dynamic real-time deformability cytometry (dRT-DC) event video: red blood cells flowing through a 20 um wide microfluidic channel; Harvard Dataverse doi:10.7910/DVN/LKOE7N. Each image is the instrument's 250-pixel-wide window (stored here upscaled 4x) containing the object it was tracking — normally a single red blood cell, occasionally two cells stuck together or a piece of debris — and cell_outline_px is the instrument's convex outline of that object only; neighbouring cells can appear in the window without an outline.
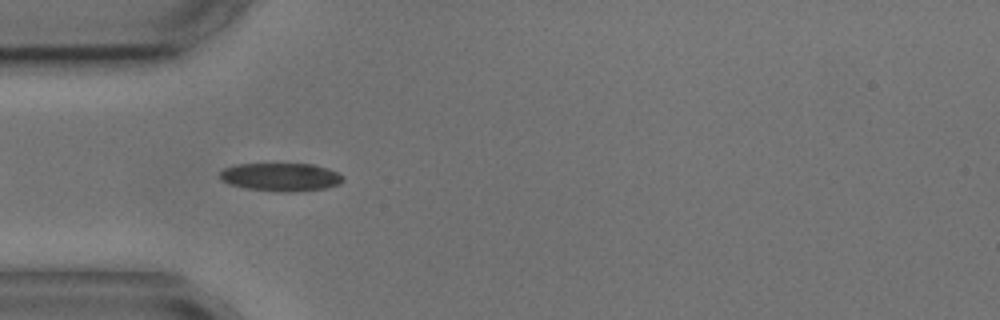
{"species": "common noctule bat (a hibernating species)", "species_latin": "Nyctalus noctula", "temperature_condition": "cold", "stored_images_in_passage": 10, "camera_frame_rate_fps": 3000, "um_per_image_px": 0.085, "animal": {"sex": "male", "body_mass_g": 17.9, "forearm_length_mm": 54.2}, "frame": {"image": 1, "passage_image": 4, "time_ms": 3.333, "image_size_px": [1000, 320], "cell_outline_px": [[344, 180], [340, 184], [328, 188], [296, 192], [276, 192], [248, 188], [232, 184], [220, 180], [220, 172], [224, 168], [236, 164], [312, 164], [328, 168], [344, 176]], "centroid_in_image_um": [23.91, 15.05], "position_along_channel_um": 61.1, "area_um2": 20.35}}
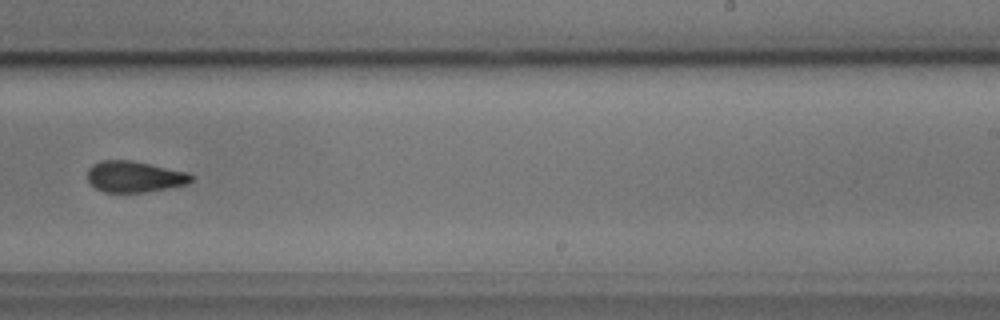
{"frame": {"image": 2, "passage_image": 9, "time_ms": 9.333, "image_size_px": [1000, 320], "cell_outline_px": [[192, 180], [188, 184], [144, 192], [104, 192], [88, 184], [88, 168], [92, 164], [100, 160], [132, 160], [188, 172], [192, 176]], "centroid_in_image_um": [11.39, 15.01], "position_along_channel_um": 277.6, "area_um2": 18.9}}